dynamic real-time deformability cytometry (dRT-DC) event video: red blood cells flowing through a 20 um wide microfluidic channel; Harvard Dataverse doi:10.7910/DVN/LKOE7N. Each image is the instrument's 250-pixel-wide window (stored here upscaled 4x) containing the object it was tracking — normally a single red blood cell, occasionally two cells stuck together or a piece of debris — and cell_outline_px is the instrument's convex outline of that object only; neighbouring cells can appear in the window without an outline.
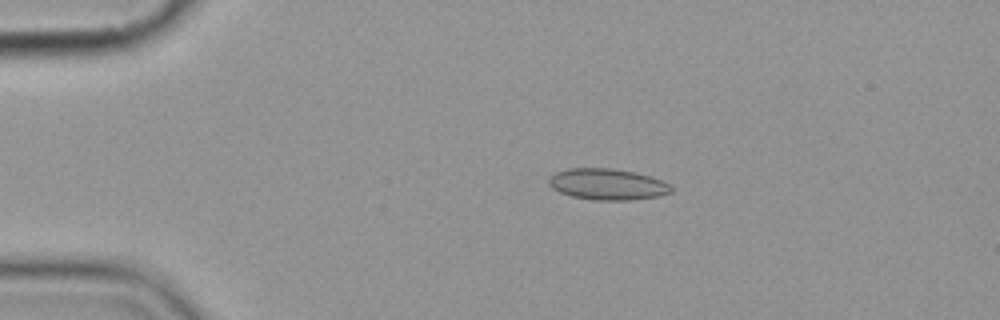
{"species": "common noctule bat (a hibernating species)", "species_latin": "Nyctalus noctula", "temperature_condition": "cold", "stored_images_in_passage": 7, "camera_frame_rate_fps": 3000, "um_per_image_px": 0.085, "animal": {"sex": "female", "body_mass_g": 19.9}, "frame": {"image": 1, "passage_image": 4, "time_ms": 3.667, "image_size_px": [1000, 320], "cell_outline_px": [[672, 192], [660, 196], [632, 200], [592, 200], [572, 196], [560, 192], [552, 188], [548, 184], [548, 180], [556, 172], [568, 168], [612, 168], [636, 172], [652, 176], [668, 184], [672, 188]], "centroid_in_image_um": [51.64, 15.66], "position_along_channel_um": 33.4, "area_um2": 22.37}}
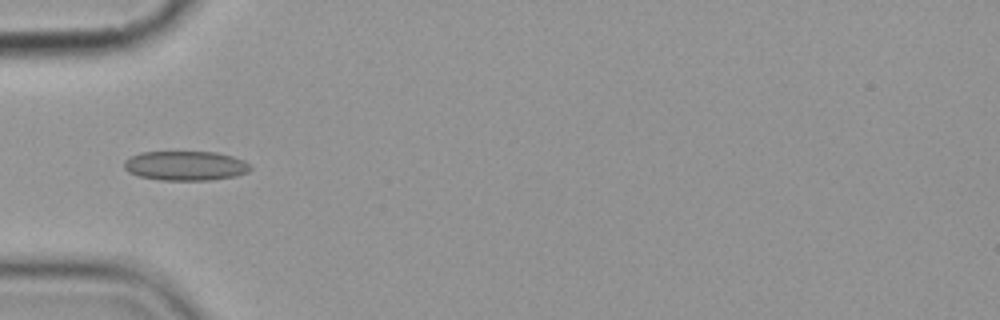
{"frame": {"image": 2, "passage_image": 6, "time_ms": 6.0, "image_size_px": [1000, 320], "cell_outline_px": [[252, 168], [248, 172], [236, 176], [212, 180], [160, 180], [140, 176], [128, 172], [124, 168], [124, 160], [140, 152], [216, 152], [232, 156], [244, 160]], "centroid_in_image_um": [15.78, 14.09], "position_along_channel_um": 69.2, "area_um2": 21.73}}
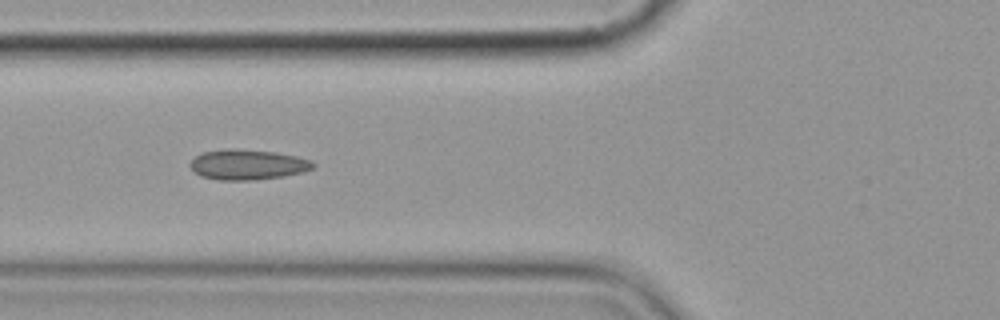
{"frame": {"image": 3, "passage_image": 7, "time_ms": 7.0, "image_size_px": [1000, 320], "cell_outline_px": [[316, 164], [312, 168], [304, 172], [284, 176], [252, 180], [220, 180], [200, 176], [188, 164], [196, 156], [204, 152], [232, 148], [276, 152], [296, 156], [312, 160]], "centroid_in_image_um": [21.08, 13.99], "position_along_channel_um": 104.7, "area_um2": 21.62}}